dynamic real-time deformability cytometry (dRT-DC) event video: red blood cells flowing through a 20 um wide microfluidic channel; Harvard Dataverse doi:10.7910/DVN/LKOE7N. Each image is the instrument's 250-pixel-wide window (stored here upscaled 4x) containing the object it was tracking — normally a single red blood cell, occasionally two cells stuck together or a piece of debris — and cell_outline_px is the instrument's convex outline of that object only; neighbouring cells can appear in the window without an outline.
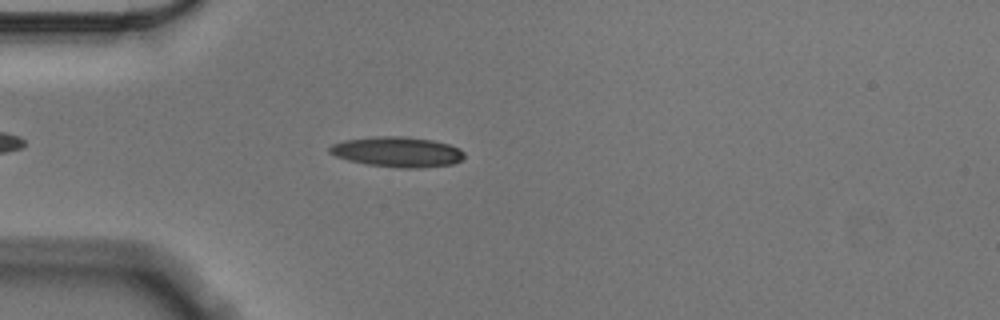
{"species": "Egyptian fruit bat (a non-hibernating species)", "species_latin": "Rousettus aegyptiacus", "temperature_condition": "cold", "stored_images_in_passage": 43, "camera_frame_rate_fps": 3000, "um_per_image_px": 0.085, "animal": {"sex": "male"}, "frame": {"image": 1, "passage_image": 8, "time_ms": 2.333, "image_size_px": [1000, 320], "cell_outline_px": [[464, 156], [460, 160], [452, 164], [420, 168], [400, 168], [368, 164], [348, 160], [336, 156], [328, 152], [328, 148], [332, 144], [344, 140], [376, 136], [404, 136], [432, 140], [448, 144], [460, 148], [464, 152]], "centroid_in_image_um": [33.77, 12.9], "position_along_channel_um": 51.2, "area_um2": 23.7}}
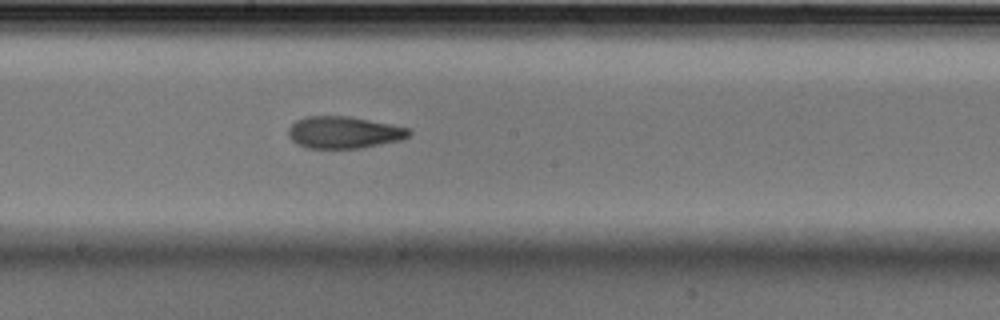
{"frame": {"image": 2, "passage_image": 23, "time_ms": 7.333, "image_size_px": [1000, 320], "cell_outline_px": [[412, 132], [404, 140], [360, 148], [308, 148], [296, 144], [292, 140], [288, 132], [288, 128], [296, 120], [304, 116], [348, 116], [392, 124], [408, 128]], "centroid_in_image_um": [29.24, 11.25], "position_along_channel_um": 219.0, "area_um2": 22.6}}
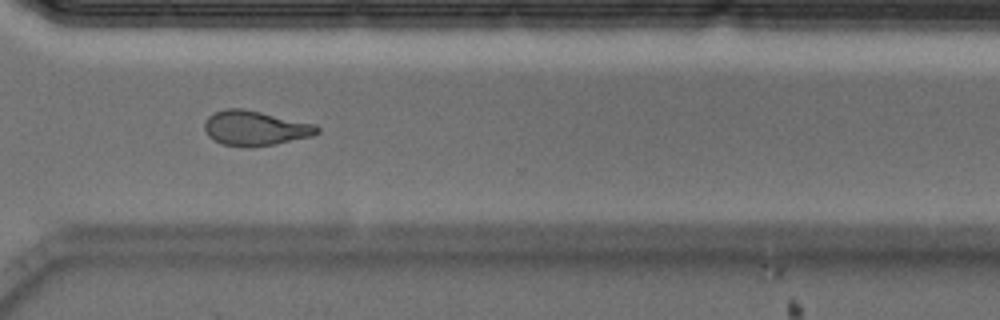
{"frame": {"image": 3, "passage_image": 34, "time_ms": 11.0, "image_size_px": [1000, 320], "cell_outline_px": [[320, 132], [312, 136], [276, 144], [252, 148], [244, 148], [220, 144], [212, 140], [208, 136], [204, 128], [204, 124], [208, 116], [224, 108], [240, 108], [260, 112], [316, 124], [320, 128]], "centroid_in_image_um": [21.67, 10.92], "position_along_channel_um": 348.9, "area_um2": 23.18}, "authors_computed_cell_mechanics": {"area_um2": 22.5998, "velocity_mm_per_s": 3.561, "shape_relaxation_time_tau1_ms": 10.1309, "shape_relaxation_time_tau2_ms": 2.7279, "deformation_change_tau1": 0.2373, "deformation_change_tau2": 0.1022}}